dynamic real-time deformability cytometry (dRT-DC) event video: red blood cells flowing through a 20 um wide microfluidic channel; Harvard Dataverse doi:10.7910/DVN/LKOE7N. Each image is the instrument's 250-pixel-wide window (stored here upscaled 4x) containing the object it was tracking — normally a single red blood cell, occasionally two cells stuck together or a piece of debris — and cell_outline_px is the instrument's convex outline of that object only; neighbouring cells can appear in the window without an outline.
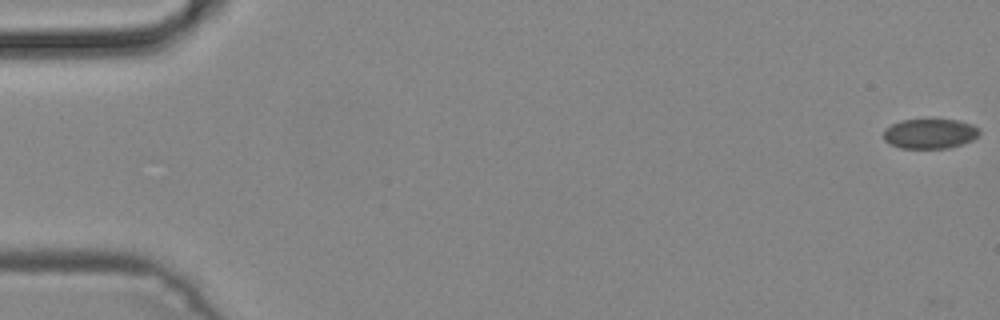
{"species": "common noctule bat (a hibernating species)", "species_latin": "Nyctalus noctula", "temperature_condition": "cold", "stored_images_in_passage": 7, "camera_frame_rate_fps": 3000, "um_per_image_px": 0.085, "animal": {"sex": "male", "body_mass_g": 19.2, "forearm_length_mm": 51.8}, "frame": {"image": 1, "passage_image": 1, "time_ms": 0.0, "image_size_px": [1000, 320], "cell_outline_px": [[980, 132], [972, 140], [964, 144], [948, 148], [900, 148], [884, 140], [884, 128], [900, 120], [960, 120], [972, 124], [980, 128]], "centroid_in_image_um": [79.06, 11.36], "position_along_channel_um": 5.9, "area_um2": 16.7}}